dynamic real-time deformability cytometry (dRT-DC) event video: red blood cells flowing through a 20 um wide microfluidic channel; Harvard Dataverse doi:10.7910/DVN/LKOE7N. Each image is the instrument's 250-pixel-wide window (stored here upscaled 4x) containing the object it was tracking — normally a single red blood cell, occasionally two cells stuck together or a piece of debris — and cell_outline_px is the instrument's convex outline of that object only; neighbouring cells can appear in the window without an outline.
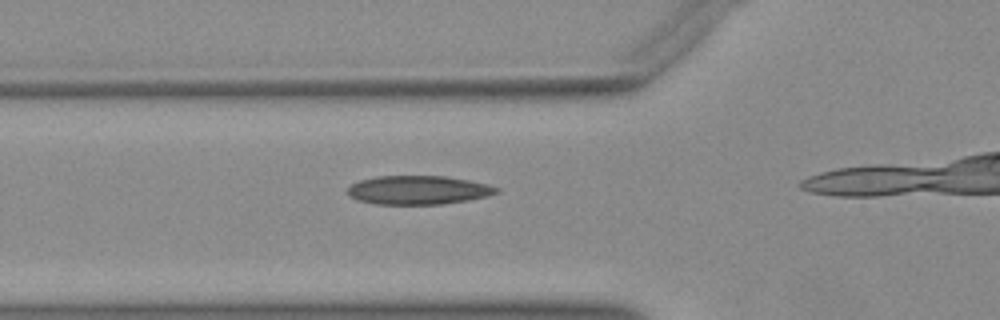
{"species": "Egyptian fruit bat (a non-hibernating species)", "species_latin": "Rousettus aegyptiacus", "temperature_condition": "warm", "stored_images_in_passage": 11, "camera_frame_rate_fps": 3000, "um_per_image_px": 0.085, "animal": {"sex": "female"}, "frame": {"image": 1, "passage_image": 7, "time_ms": 2.0, "image_size_px": [1000, 320], "cell_outline_px": [[500, 192], [468, 200], [440, 204], [376, 204], [356, 200], [348, 196], [348, 188], [352, 184], [360, 180], [376, 176], [444, 176], [468, 180], [488, 184], [500, 188]], "centroid_in_image_um": [35.53, 16.15], "position_along_channel_um": 90.3, "area_um2": 24.91}}
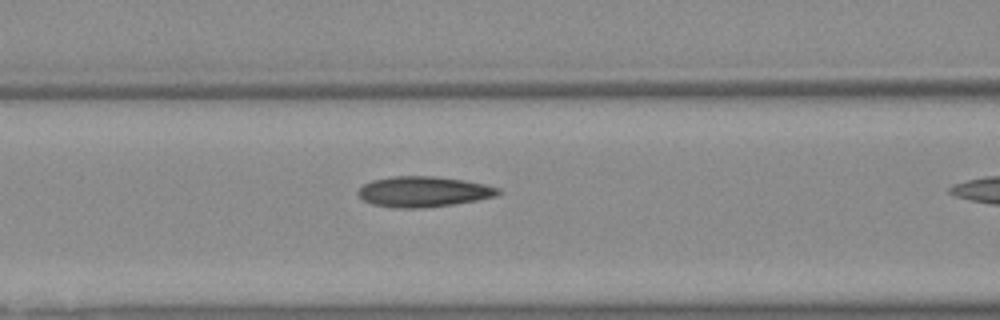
{"frame": {"image": 2, "passage_image": 10, "time_ms": 3.0, "image_size_px": [1000, 320], "cell_outline_px": [[504, 192], [496, 196], [476, 200], [452, 204], [420, 208], [396, 208], [372, 204], [364, 200], [356, 192], [364, 184], [372, 180], [392, 176], [436, 176], [464, 180], [484, 184], [500, 188]], "centroid_in_image_um": [36.01, 16.28], "position_along_channel_um": 130.6, "area_um2": 24.91}}